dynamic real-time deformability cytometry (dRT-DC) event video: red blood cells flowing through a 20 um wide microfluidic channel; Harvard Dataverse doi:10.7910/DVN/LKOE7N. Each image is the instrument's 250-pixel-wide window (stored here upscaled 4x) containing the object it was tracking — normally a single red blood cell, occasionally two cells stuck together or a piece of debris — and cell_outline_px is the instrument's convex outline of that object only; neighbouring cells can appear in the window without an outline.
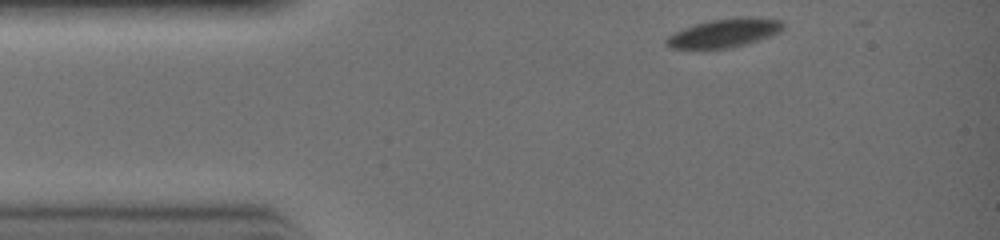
{"species": "common noctule bat (a hibernating species)", "species_latin": "Nyctalus noctula", "temperature_condition": "warm", "stored_images_in_passage": 26, "camera_frame_rate_fps": 3000, "um_per_image_px": 0.085, "animal": {"sex": "female", "body_mass_g": 19.0, "forearm_length_mm": 51.5}, "frame": {"image": 1, "passage_image": 1, "time_ms": 0.0, "image_size_px": [1000, 240], "cell_outline_px": [[784, 28], [780, 32], [744, 44], [724, 48], [672, 48], [664, 44], [664, 40], [668, 36], [684, 28], [696, 24], [712, 20], [740, 16], [748, 16], [780, 20], [784, 24]], "centroid_in_image_um": [61.56, 2.78], "position_along_channel_um": 23.4, "area_um2": 19.13}}
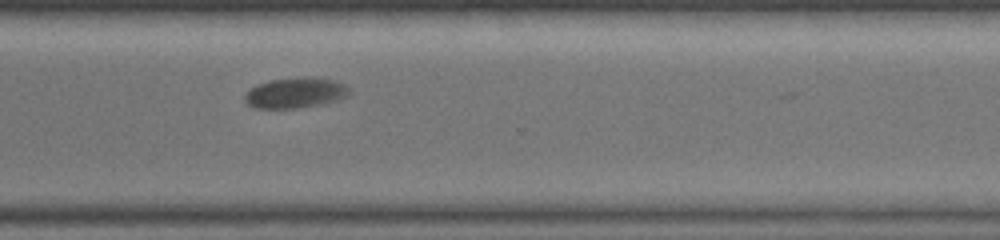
{"frame": {"image": 2, "passage_image": 20, "time_ms": 6.333, "image_size_px": [1000, 240], "cell_outline_px": [[352, 92], [348, 96], [340, 100], [300, 108], [252, 108], [244, 100], [244, 96], [256, 84], [272, 80], [336, 80], [344, 84]], "centroid_in_image_um": [25.11, 7.95], "position_along_channel_um": 345.5, "area_um2": 17.8}}
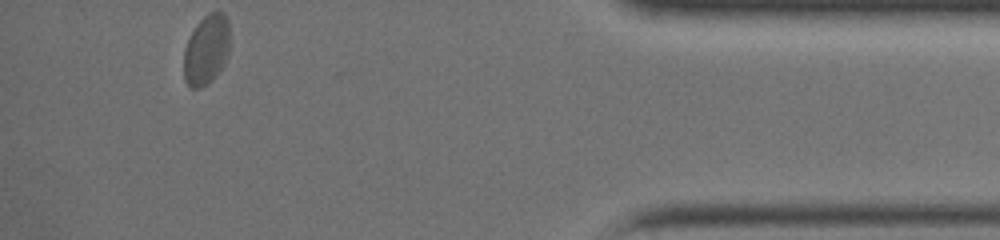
{"frame": {"image": 3, "passage_image": 26, "time_ms": 8.333, "image_size_px": [1000, 240], "cell_outline_px": [[228, 52], [224, 64], [212, 80], [200, 88], [188, 88], [184, 80], [184, 48], [196, 24], [208, 12], [224, 12], [228, 20]], "centroid_in_image_um": [17.52, 4.24], "position_along_channel_um": 417.7, "area_um2": 18.73}}